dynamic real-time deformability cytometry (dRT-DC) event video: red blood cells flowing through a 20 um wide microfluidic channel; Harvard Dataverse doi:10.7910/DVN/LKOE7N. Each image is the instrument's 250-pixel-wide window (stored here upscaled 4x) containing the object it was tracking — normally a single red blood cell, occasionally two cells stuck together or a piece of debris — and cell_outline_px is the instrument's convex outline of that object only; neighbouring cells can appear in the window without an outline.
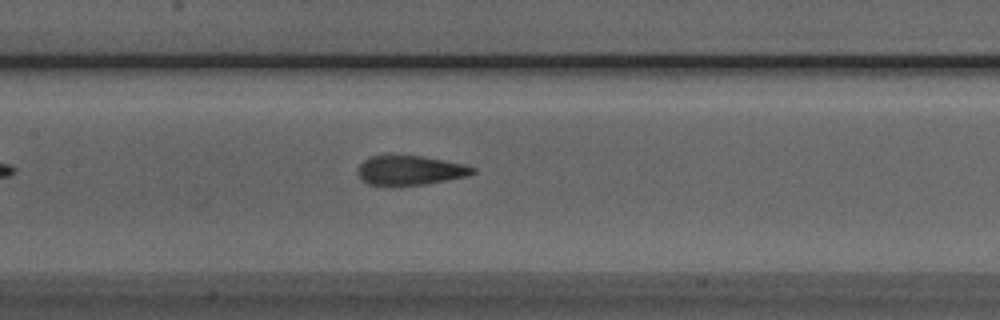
{"species": "Egyptian fruit bat (a non-hibernating species)", "species_latin": "Rousettus aegyptiacus", "temperature_condition": "room temperature", "stored_images_in_passage": 30, "camera_frame_rate_fps": 3000, "um_per_image_px": 0.085, "animal": {"sex": "male"}, "frame": {"image": 1, "passage_image": 8, "time_ms": 2.333, "image_size_px": [1000, 320], "cell_outline_px": [[476, 172], [468, 176], [424, 184], [388, 188], [384, 188], [368, 184], [360, 180], [356, 168], [364, 160], [372, 156], [424, 156], [464, 164], [476, 168]], "centroid_in_image_um": [34.8, 14.52], "position_along_channel_um": 172.6, "area_um2": 20.29}}
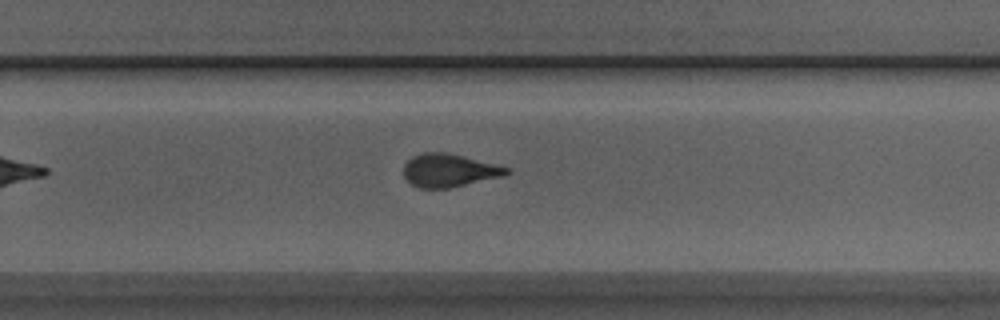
{"frame": {"image": 2, "passage_image": 17, "time_ms": 5.333, "image_size_px": [1000, 320], "cell_outline_px": [[512, 172], [504, 176], [448, 188], [420, 188], [404, 180], [404, 164], [412, 156], [424, 152], [444, 152], [512, 168]], "centroid_in_image_um": [38.17, 14.49], "position_along_channel_um": 291.6, "area_um2": 19.83}}
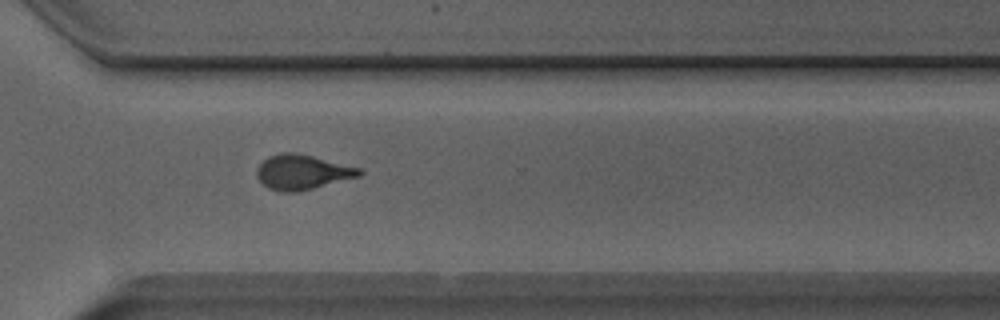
{"frame": {"image": 3, "passage_image": 21, "time_ms": 6.667, "image_size_px": [1000, 320], "cell_outline_px": [[364, 172], [360, 176], [296, 192], [284, 192], [268, 188], [256, 176], [256, 168], [268, 156], [280, 152], [296, 152], [360, 168]], "centroid_in_image_um": [25.67, 14.62], "position_along_channel_um": 344.9, "area_um2": 20.63}}